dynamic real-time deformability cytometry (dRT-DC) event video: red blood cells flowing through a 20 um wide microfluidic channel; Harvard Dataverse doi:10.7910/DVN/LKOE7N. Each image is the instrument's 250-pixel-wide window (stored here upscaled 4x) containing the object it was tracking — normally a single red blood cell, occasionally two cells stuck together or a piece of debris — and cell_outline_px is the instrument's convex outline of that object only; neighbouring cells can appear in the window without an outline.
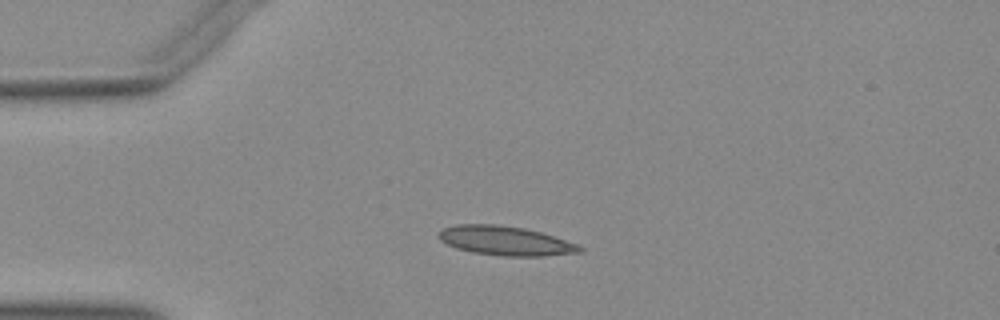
{"species": "Egyptian fruit bat (a non-hibernating species)", "species_latin": "Rousettus aegyptiacus", "temperature_condition": "warm", "stored_images_in_passage": 40, "camera_frame_rate_fps": 3000, "um_per_image_px": 0.085, "animal": {"sex": "female"}, "frame": {"image": 1, "passage_image": 1, "time_ms": 0.0, "image_size_px": [1000, 320], "cell_outline_px": [[584, 252], [544, 256], [504, 256], [472, 252], [456, 248], [440, 240], [436, 236], [436, 232], [444, 228], [456, 224], [496, 224], [524, 228], [540, 232], [580, 244], [584, 248]], "centroid_in_image_um": [42.97, 20.46], "position_along_channel_um": 42.0, "area_um2": 24.28}}
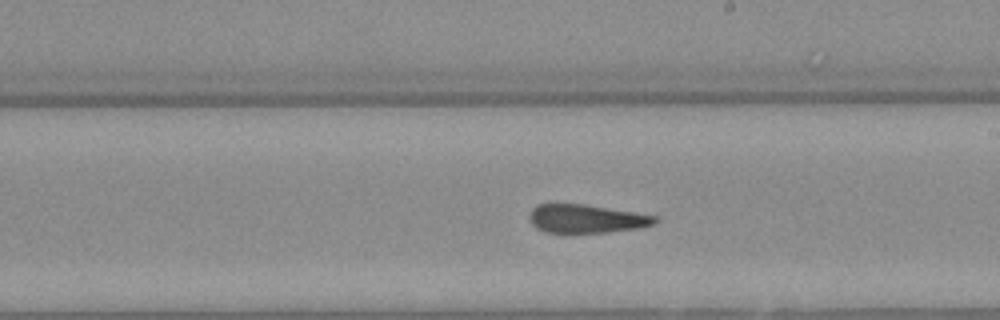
{"frame": {"image": 2, "passage_image": 18, "time_ms": 5.667, "image_size_px": [1000, 320], "cell_outline_px": [[660, 220], [656, 224], [640, 228], [608, 232], [544, 232], [536, 228], [532, 224], [528, 216], [532, 208], [536, 204], [584, 204], [636, 212], [656, 216]], "centroid_in_image_um": [49.86, 18.59], "position_along_channel_um": 239.1, "area_um2": 20.98}}
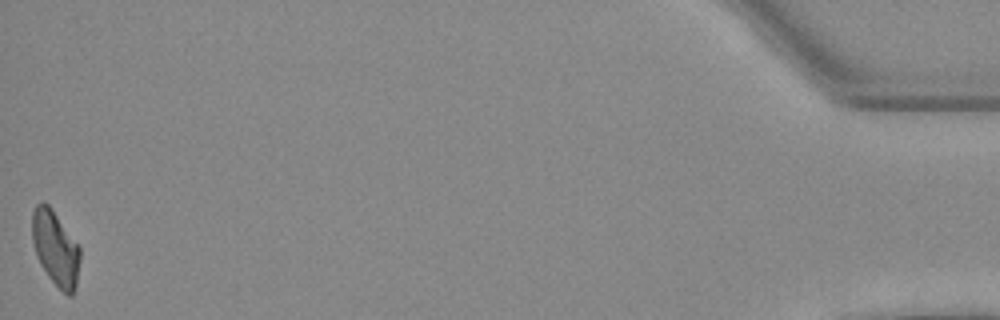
{"frame": {"image": 3, "passage_image": 40, "time_ms": 13.0, "image_size_px": [1000, 320], "cell_outline_px": [[80, 260], [76, 284], [72, 296], [68, 296], [48, 276], [40, 264], [32, 240], [32, 212], [36, 204], [40, 200], [44, 200], [48, 204], [80, 248]], "centroid_in_image_um": [4.7, 21.07], "position_along_channel_um": 430.5, "area_um2": 20.58}}